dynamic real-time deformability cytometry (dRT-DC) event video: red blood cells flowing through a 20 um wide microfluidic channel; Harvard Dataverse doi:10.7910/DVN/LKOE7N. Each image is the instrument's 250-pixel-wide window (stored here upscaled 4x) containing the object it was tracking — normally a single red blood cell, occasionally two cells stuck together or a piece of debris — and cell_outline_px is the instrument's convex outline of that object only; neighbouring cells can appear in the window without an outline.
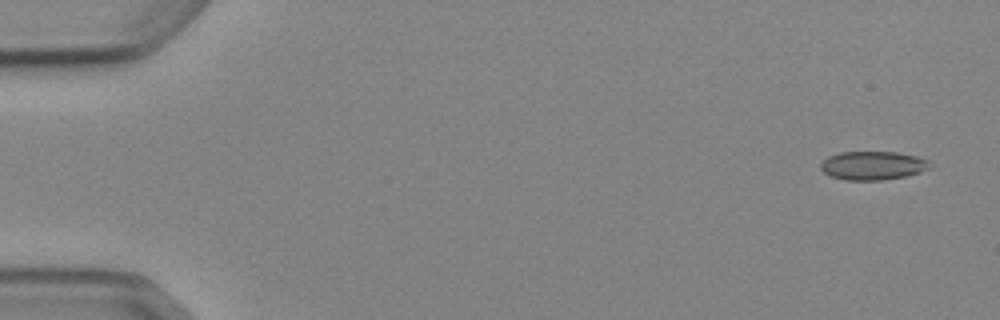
{"species": "Egyptian fruit bat (a non-hibernating species)", "species_latin": "Rousettus aegyptiacus", "temperature_condition": "cold", "stored_images_in_passage": 5, "camera_frame_rate_fps": 3000, "um_per_image_px": 0.085, "animal": {"sex": "female"}, "frame": {"image": 1, "passage_image": 1, "time_ms": 0.0, "image_size_px": [1000, 320], "cell_outline_px": [[932, 168], [920, 172], [904, 176], [884, 180], [844, 180], [832, 176], [824, 172], [820, 168], [820, 164], [828, 156], [840, 152], [896, 152], [916, 156], [928, 160], [932, 164]], "centroid_in_image_um": [74.21, 14.07], "position_along_channel_um": 10.8, "area_um2": 18.26}}
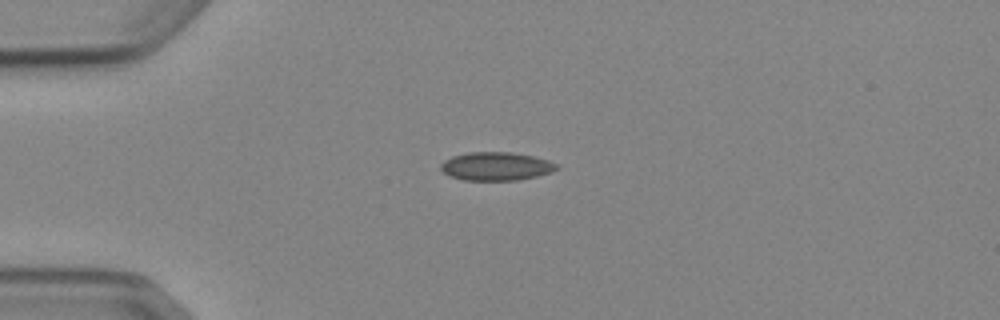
{"frame": {"image": 2, "passage_image": 4, "time_ms": 3.667, "image_size_px": [1000, 320], "cell_outline_px": [[560, 168], [552, 172], [536, 176], [516, 180], [464, 180], [448, 176], [440, 168], [440, 164], [444, 160], [452, 156], [468, 152], [512, 152], [532, 156], [548, 160], [556, 164]], "centroid_in_image_um": [42.15, 14.13], "position_along_channel_um": 42.9, "area_um2": 19.19}}